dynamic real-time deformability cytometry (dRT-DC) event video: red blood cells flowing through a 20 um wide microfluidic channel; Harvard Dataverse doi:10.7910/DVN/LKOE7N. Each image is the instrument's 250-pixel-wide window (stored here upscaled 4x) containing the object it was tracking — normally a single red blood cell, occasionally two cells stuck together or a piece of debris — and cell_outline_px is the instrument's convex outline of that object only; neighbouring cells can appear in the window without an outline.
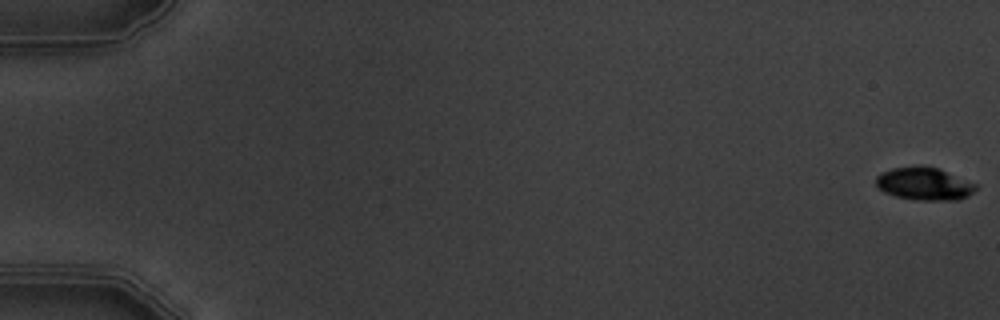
{"species": "common noctule bat (a hibernating species)", "species_latin": "Nyctalus noctula", "temperature_condition": "warm", "stored_images_in_passage": 5, "camera_frame_rate_fps": 3000, "um_per_image_px": 0.085, "animal": {"sex": "male", "body_mass_g": 19.5, "forearm_length_mm": 54.6}, "frame": {"image": 1, "passage_image": 1, "time_ms": 0.0, "image_size_px": [1000, 320], "cell_outline_px": [[980, 184], [968, 196], [960, 200], [916, 200], [896, 196], [884, 192], [876, 188], [876, 176], [880, 172], [892, 168], [916, 164], [920, 164], [936, 168]], "centroid_in_image_um": [78.54, 15.6], "position_along_channel_um": 6.5, "area_um2": 19.48}}
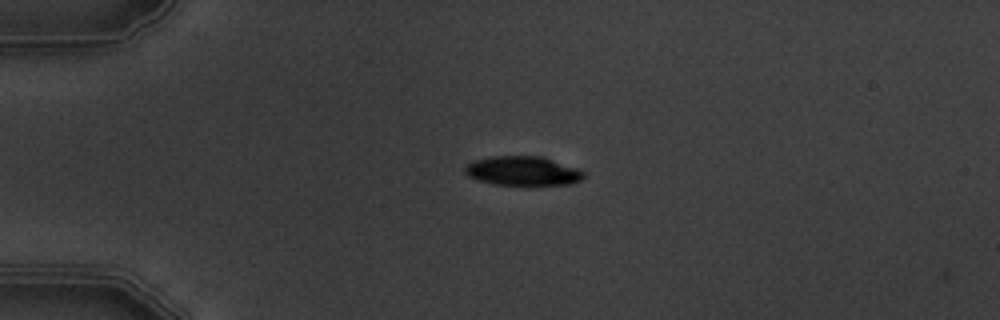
{"frame": {"image": 2, "passage_image": 5, "time_ms": 4.667, "image_size_px": [1000, 320], "cell_outline_px": [[584, 176], [580, 180], [572, 184], [528, 188], [492, 184], [468, 176], [464, 172], [464, 164], [476, 160], [492, 156], [544, 156], [576, 168], [584, 172]], "centroid_in_image_um": [44.45, 14.58], "position_along_channel_um": 40.6, "area_um2": 21.21}}